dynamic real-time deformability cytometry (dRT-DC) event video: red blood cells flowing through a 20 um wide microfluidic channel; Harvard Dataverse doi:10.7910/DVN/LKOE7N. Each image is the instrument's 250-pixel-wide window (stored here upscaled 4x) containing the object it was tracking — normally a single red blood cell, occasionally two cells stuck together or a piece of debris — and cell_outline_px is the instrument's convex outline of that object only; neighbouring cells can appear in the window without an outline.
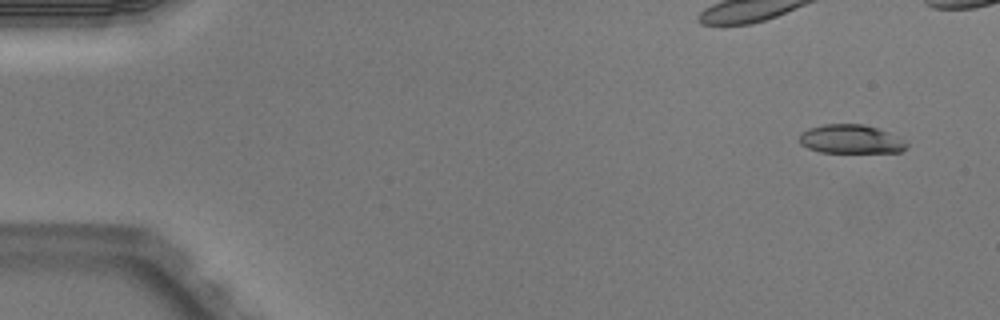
{"species": "Egyptian fruit bat (a non-hibernating species)", "species_latin": "Rousettus aegyptiacus", "temperature_condition": "warm", "stored_images_in_passage": 7, "segment_of_instrument_passage": [1, 2], "camera_frame_rate_fps": 3000, "um_per_image_px": 0.085, "animal": {"sex": "male"}, "frame": {"image": 1, "passage_image": 1, "time_ms": 0.0, "image_size_px": [1000, 320], "cell_outline_px": [[908, 144], [900, 152], [820, 152], [808, 148], [800, 144], [800, 132], [808, 128], [824, 124], [864, 124], [888, 132]], "centroid_in_image_um": [72.26, 11.82], "position_along_channel_um": 12.7, "area_um2": 17.8}}
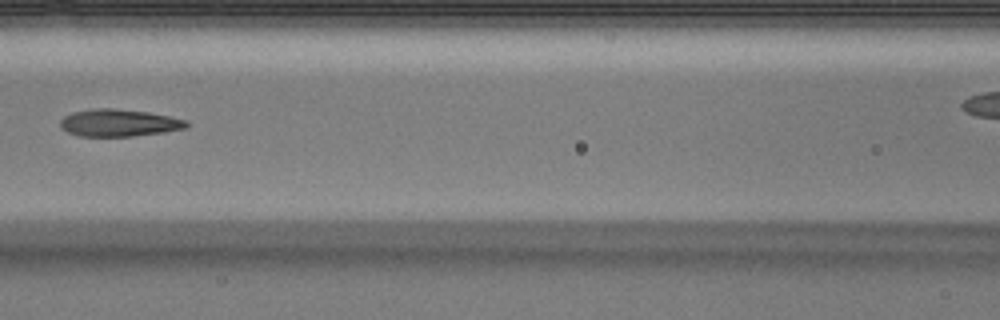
{"frame": {"image": 2, "passage_image": 6, "time_ms": 1.667, "image_size_px": [1000, 320], "cell_outline_px": [[188, 124], [184, 128], [164, 132], [132, 136], [80, 136], [68, 132], [60, 128], [60, 120], [64, 116], [72, 112], [96, 108], [112, 108], [148, 112], [188, 120]], "centroid_in_image_um": [10.08, 10.44], "position_along_channel_um": 156.5, "area_um2": 19.94}}